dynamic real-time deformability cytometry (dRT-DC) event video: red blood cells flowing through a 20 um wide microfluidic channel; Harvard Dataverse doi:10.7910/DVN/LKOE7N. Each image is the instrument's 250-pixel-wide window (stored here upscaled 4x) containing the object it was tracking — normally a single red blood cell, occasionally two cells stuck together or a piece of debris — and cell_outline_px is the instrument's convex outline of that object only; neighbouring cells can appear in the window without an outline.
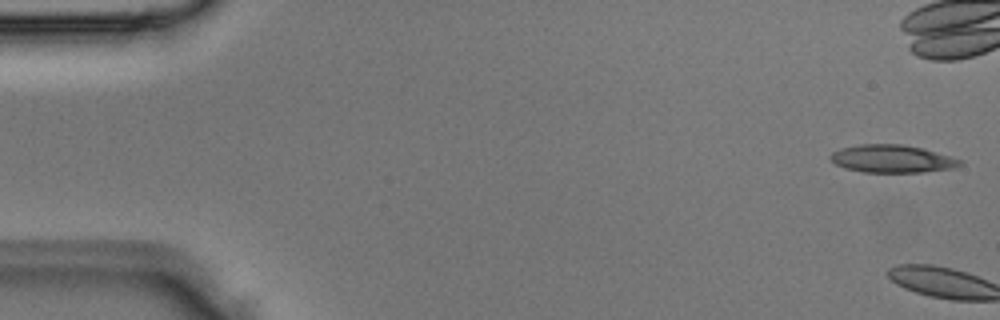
{"species": "Egyptian fruit bat (a non-hibernating species)", "species_latin": "Rousettus aegyptiacus", "temperature_condition": "room temperature", "stored_images_in_passage": 3, "camera_frame_rate_fps": 3000, "um_per_image_px": 0.085, "animal": {"sex": "male"}, "frame": {"image": 1, "passage_image": 1, "time_ms": 0.0, "image_size_px": [1000, 320], "cell_outline_px": [[964, 164], [956, 168], [924, 172], [864, 172], [844, 168], [836, 164], [828, 156], [832, 152], [840, 148], [860, 144], [900, 144], [924, 148], [964, 160]], "centroid_in_image_um": [75.88, 13.5], "position_along_channel_um": 9.1, "area_um2": 21.21}}